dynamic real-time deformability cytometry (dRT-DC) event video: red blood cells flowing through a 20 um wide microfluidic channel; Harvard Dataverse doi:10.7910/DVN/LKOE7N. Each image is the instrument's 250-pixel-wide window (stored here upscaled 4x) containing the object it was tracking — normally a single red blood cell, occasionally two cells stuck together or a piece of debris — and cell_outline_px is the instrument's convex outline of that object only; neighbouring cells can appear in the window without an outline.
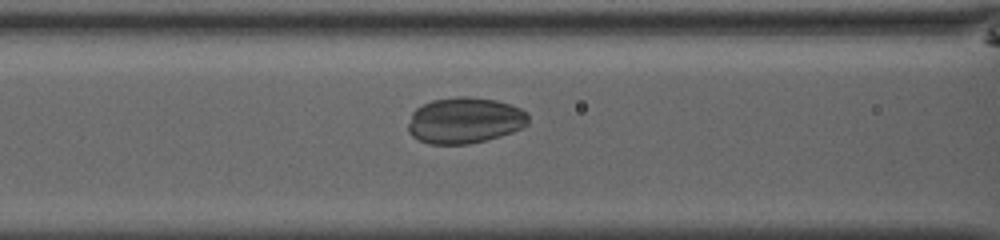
{"species": "common noctule bat (a hibernating species)", "species_latin": "Nyctalus noctula", "temperature_condition": "room temperature", "stored_images_in_passage": 40, "camera_frame_rate_fps": 3000, "um_per_image_px": 0.085, "animal": {"sex": "male", "body_mass_g": 13.0, "forearm_length_mm": 53.1}, "frame": {"image": 1, "passage_image": 12, "time_ms": 3.667, "image_size_px": [1000, 240], "cell_outline_px": [[528, 124], [512, 132], [500, 136], [468, 144], [428, 144], [412, 136], [408, 132], [408, 124], [412, 112], [416, 108], [432, 100], [456, 96], [468, 96], [496, 100], [520, 108], [528, 112]], "centroid_in_image_um": [39.49, 10.23], "position_along_channel_um": 127.1, "area_um2": 32.31}}
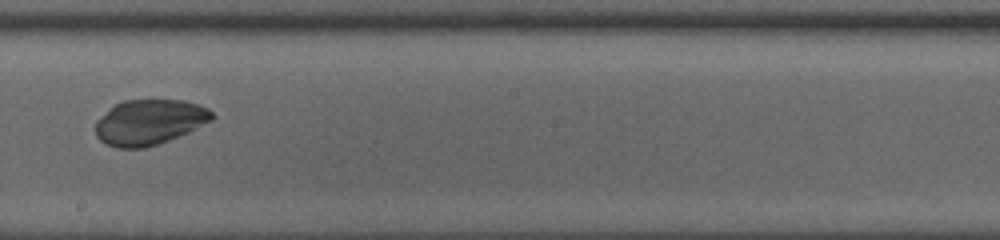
{"frame": {"image": 2, "passage_image": 20, "time_ms": 6.333, "image_size_px": [1000, 240], "cell_outline_px": [[216, 116], [212, 120], [188, 132], [168, 140], [144, 148], [116, 148], [100, 140], [96, 136], [96, 120], [100, 116], [116, 104], [124, 100], [184, 100], [200, 104], [208, 108]], "centroid_in_image_um": [12.71, 10.37], "position_along_channel_um": 235.5, "area_um2": 30.69}}
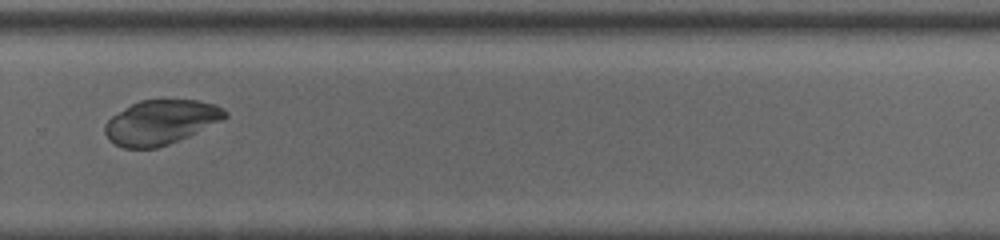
{"frame": {"image": 3, "passage_image": 26, "time_ms": 8.333, "image_size_px": [1000, 240], "cell_outline_px": [[228, 116], [220, 120], [168, 144], [156, 148], [124, 148], [108, 140], [104, 132], [104, 124], [112, 116], [132, 104], [140, 100], [196, 100], [216, 104], [224, 108], [228, 112]], "centroid_in_image_um": [13.63, 10.38], "position_along_channel_um": 316.2, "area_um2": 30.63}}